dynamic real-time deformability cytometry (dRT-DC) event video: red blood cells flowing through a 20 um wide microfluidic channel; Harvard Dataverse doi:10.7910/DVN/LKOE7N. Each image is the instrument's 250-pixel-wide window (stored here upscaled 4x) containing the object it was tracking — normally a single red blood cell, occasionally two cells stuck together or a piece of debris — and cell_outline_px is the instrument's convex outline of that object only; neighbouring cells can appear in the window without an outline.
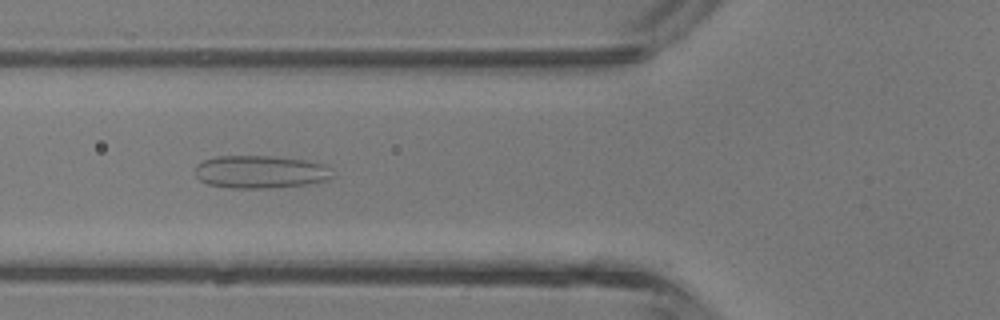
{"species": "common noctule bat (a hibernating species)", "species_latin": "Nyctalus noctula", "temperature_condition": "room temperature", "stored_images_in_passage": 4, "camera_frame_rate_fps": 3000, "um_per_image_px": 0.085, "animal": {"sex": "male", "body_mass_g": 13.3}, "frame": {"image": 1, "passage_image": 4, "time_ms": 3.333, "image_size_px": [1000, 320], "cell_outline_px": [[332, 176], [328, 180], [308, 184], [268, 188], [232, 188], [208, 184], [200, 180], [196, 176], [196, 164], [204, 160], [216, 156], [272, 156], [304, 160], [324, 164], [328, 168]], "centroid_in_image_um": [22.11, 14.61], "position_along_channel_um": 103.7, "area_um2": 26.13}}